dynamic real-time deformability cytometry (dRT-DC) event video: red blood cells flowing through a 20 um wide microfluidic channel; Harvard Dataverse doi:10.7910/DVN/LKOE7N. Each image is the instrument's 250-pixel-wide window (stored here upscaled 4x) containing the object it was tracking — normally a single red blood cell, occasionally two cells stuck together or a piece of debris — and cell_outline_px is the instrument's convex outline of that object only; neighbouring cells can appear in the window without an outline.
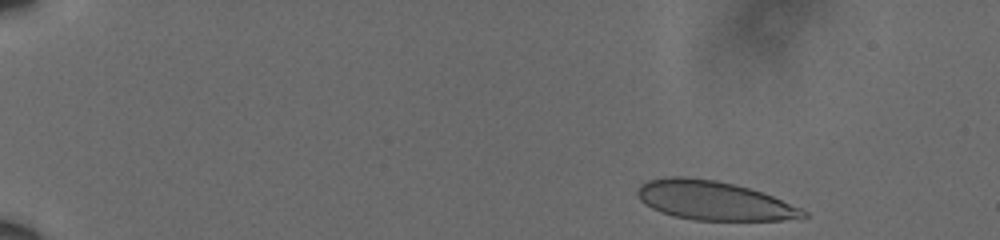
{"species": "human", "species_latin": "Homo sapiens", "temperature_condition": "cold", "stored_images_in_passage": 52, "camera_frame_rate_fps": 3000, "um_per_image_px": 0.085, "donor": {"sex": "male"}, "frame": {"image": 1, "passage_image": 1, "time_ms": 0.0, "image_size_px": [1000, 240], "cell_outline_px": [[808, 216], [784, 220], [692, 220], [672, 216], [660, 212], [644, 204], [640, 200], [636, 192], [636, 188], [640, 184], [648, 180], [664, 176], [684, 176], [716, 180], [764, 192], [800, 208], [808, 212]], "centroid_in_image_um": [60.61, 17.04], "position_along_channel_um": 24.4, "area_um2": 37.92}}
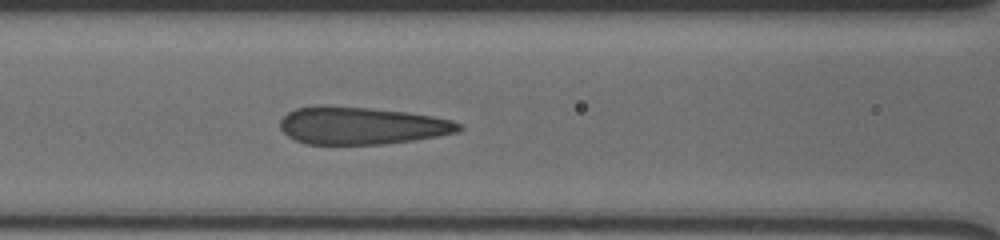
{"frame": {"image": 2, "passage_image": 21, "time_ms": 6.667, "image_size_px": [1000, 240], "cell_outline_px": [[464, 128], [460, 132], [440, 136], [384, 144], [304, 144], [288, 136], [280, 128], [280, 120], [288, 112], [296, 108], [320, 104], [324, 104], [372, 108], [408, 112], [432, 116], [452, 120], [460, 124]], "centroid_in_image_um": [30.73, 10.66], "position_along_channel_um": 135.9, "area_um2": 39.48}}
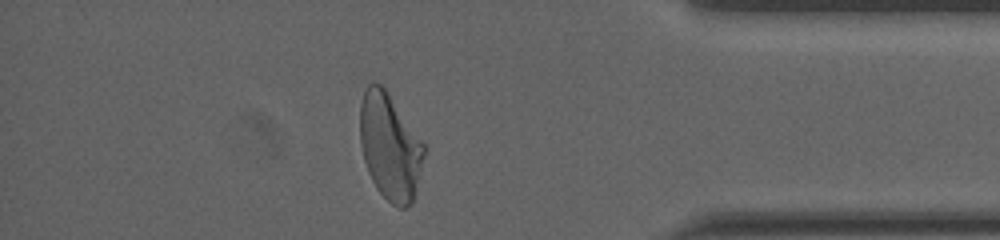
{"frame": {"image": 3, "passage_image": 45, "time_ms": 14.667, "image_size_px": [1000, 240], "cell_outline_px": [[424, 156], [412, 204], [404, 208], [400, 208], [392, 204], [376, 188], [368, 172], [364, 160], [360, 144], [360, 104], [364, 92], [368, 84], [380, 84], [384, 88], [424, 144]], "centroid_in_image_um": [33.12, 12.5], "position_along_channel_um": 402.1, "area_um2": 39.02}, "authors_computed_cell_mechanics": {"area_um2": 39.3618, "velocity_mm_per_s": 3.5983, "shape_relaxation_time_tau1_ms": null, "shape_relaxation_time_tau2_ms": 0.9038, "deformation_change_tau1": null, "deformation_change_tau2": 0.0727}}